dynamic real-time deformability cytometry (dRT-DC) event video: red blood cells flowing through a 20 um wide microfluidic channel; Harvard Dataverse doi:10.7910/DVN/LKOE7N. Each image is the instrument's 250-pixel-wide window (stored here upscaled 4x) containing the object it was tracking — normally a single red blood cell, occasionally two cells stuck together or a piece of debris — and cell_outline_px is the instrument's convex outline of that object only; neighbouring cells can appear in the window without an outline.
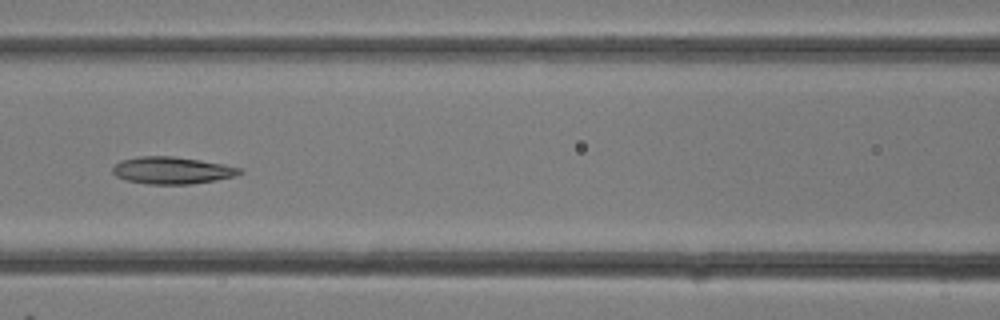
{"species": "common noctule bat (a hibernating species)", "species_latin": "Nyctalus noctula", "temperature_condition": "room temperature", "stored_images_in_passage": 19, "camera_frame_rate_fps": 3000, "um_per_image_px": 0.085, "animal": {"sex": "female"}, "frame": {"image": 1, "passage_image": 14, "time_ms": 4.333, "image_size_px": [1000, 320], "cell_outline_px": [[244, 172], [236, 176], [216, 180], [192, 184], [148, 184], [128, 180], [116, 176], [112, 172], [112, 168], [120, 160], [140, 156], [172, 156], [200, 160], [224, 164], [244, 168]], "centroid_in_image_um": [14.67, 14.48], "position_along_channel_um": 151.9, "area_um2": 20.17}}
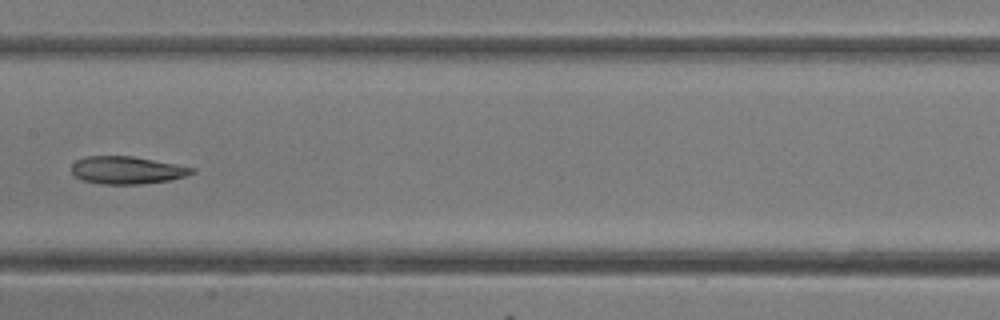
{"frame": {"image": 2, "passage_image": 16, "time_ms": 5.0, "image_size_px": [1000, 320], "cell_outline_px": [[196, 172], [188, 176], [168, 180], [140, 184], [100, 184], [84, 180], [72, 176], [72, 164], [76, 160], [88, 156], [132, 156], [176, 164], [196, 168]], "centroid_in_image_um": [10.8, 14.46], "position_along_channel_um": 196.6, "area_um2": 19.42}}
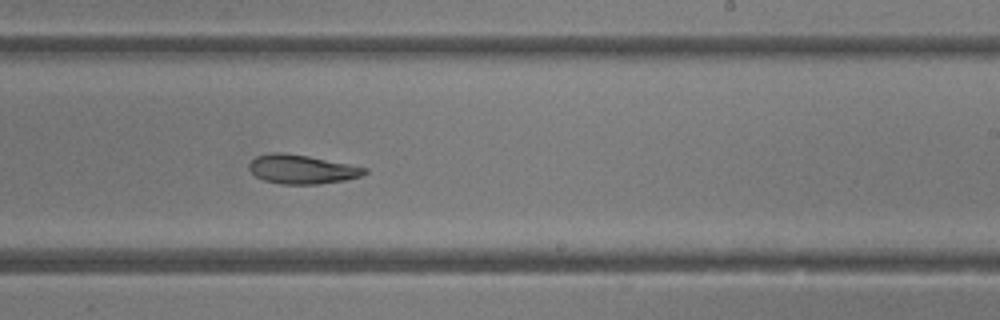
{"frame": {"image": 3, "passage_image": 19, "time_ms": 6.0, "image_size_px": [1000, 320], "cell_outline_px": [[368, 172], [360, 176], [344, 180], [316, 184], [280, 184], [264, 180], [256, 176], [248, 168], [248, 164], [256, 156], [272, 152], [280, 152], [308, 156], [368, 168]], "centroid_in_image_um": [25.63, 14.39], "position_along_channel_um": 263.4, "area_um2": 19.36}}